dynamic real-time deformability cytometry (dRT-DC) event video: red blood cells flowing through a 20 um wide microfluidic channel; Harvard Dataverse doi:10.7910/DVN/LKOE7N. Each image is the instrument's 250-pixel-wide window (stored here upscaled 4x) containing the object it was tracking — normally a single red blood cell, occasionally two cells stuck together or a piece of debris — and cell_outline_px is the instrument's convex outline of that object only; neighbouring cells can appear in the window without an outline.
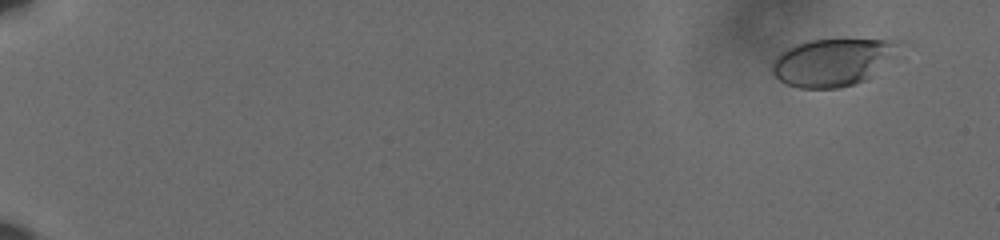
{"species": "human", "species_latin": "Homo sapiens", "temperature_condition": "cold", "stored_images_in_passage": 62, "camera_frame_rate_fps": 3000, "um_per_image_px": 0.085, "donor": {"sex": "male"}, "frame": {"image": 1, "passage_image": 6, "time_ms": 1.667, "image_size_px": [1000, 240], "cell_outline_px": [[892, 44], [868, 80], [856, 84], [840, 88], [800, 88], [788, 84], [780, 80], [772, 72], [772, 64], [776, 56], [780, 52], [788, 48], [808, 40], [888, 40]], "centroid_in_image_um": [70.5, 5.34], "position_along_channel_um": 14.5, "area_um2": 32.95}}
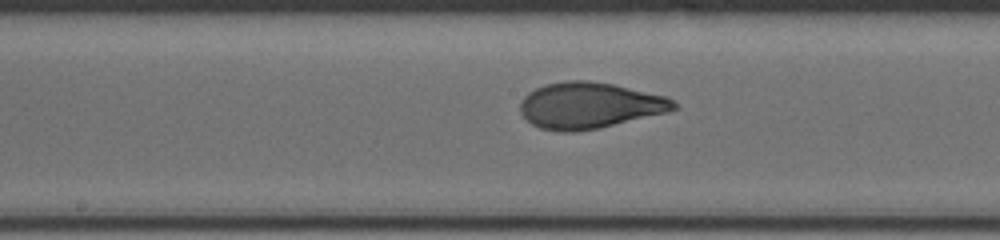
{"frame": {"image": 2, "passage_image": 37, "time_ms": 12.0, "image_size_px": [1000, 240], "cell_outline_px": [[680, 108], [668, 112], [600, 128], [576, 132], [560, 132], [540, 128], [532, 124], [520, 112], [520, 104], [524, 96], [528, 92], [544, 84], [568, 80], [588, 80], [612, 84], [668, 96]], "centroid_in_image_um": [50.12, 8.96], "position_along_channel_um": 198.1, "area_um2": 41.56}}
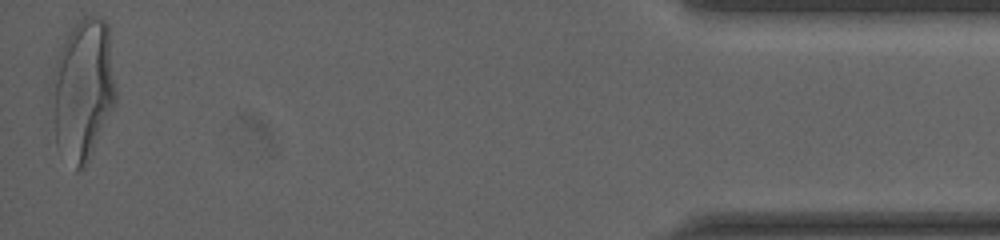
{"frame": {"image": 3, "passage_image": 62, "time_ms": 20.333, "image_size_px": [1000, 240], "cell_outline_px": [[116, 104], [84, 168], [76, 172], [56, 144], [48, 92], [56, 60], [64, 40], [68, 32], [84, 16], [96, 16], [104, 20], [108, 24], [116, 88]], "centroid_in_image_um": [7.02, 7.63], "position_along_channel_um": 428.2, "area_um2": 53.52}, "authors_computed_cell_mechanics": {"area_um2": 40.0554, "velocity_mm_per_s": 3.6085, "shape_relaxation_time_tau1_ms": 4.0592, "shape_relaxation_time_tau2_ms": null, "deformation_change_tau1": 0.1922, "deformation_change_tau2": null}}